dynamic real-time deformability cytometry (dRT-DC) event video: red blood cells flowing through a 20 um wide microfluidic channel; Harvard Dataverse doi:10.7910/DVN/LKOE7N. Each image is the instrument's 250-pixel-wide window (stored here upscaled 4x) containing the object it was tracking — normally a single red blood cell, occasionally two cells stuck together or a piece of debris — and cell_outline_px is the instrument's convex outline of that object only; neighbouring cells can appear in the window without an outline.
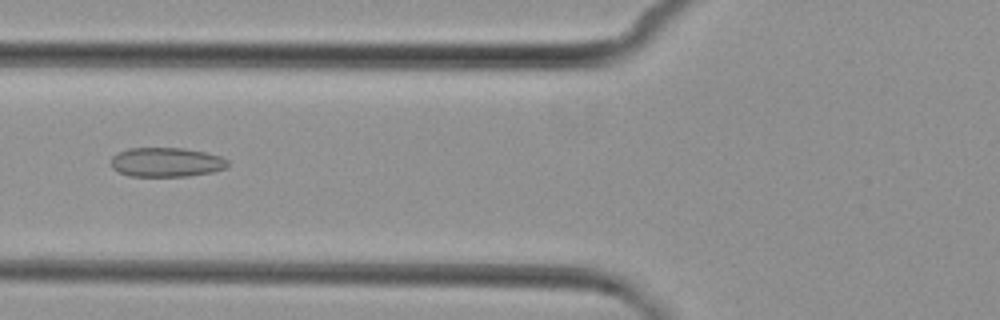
{"species": "common noctule bat (a hibernating species)", "species_latin": "Nyctalus noctula", "temperature_condition": "cold", "stored_images_in_passage": 6, "camera_frame_rate_fps": 3000, "um_per_image_px": 0.085, "animal": {"sex": "female", "body_mass_g": 29.2, "forearm_length_mm": 56.3}, "frame": {"image": 1, "passage_image": 3, "time_ms": 2.667, "image_size_px": [1000, 320], "cell_outline_px": [[228, 164], [224, 168], [212, 172], [188, 176], [128, 176], [112, 168], [112, 156], [128, 148], [184, 148], [204, 152], [220, 156], [228, 160]], "centroid_in_image_um": [14.13, 13.79], "position_along_channel_um": 111.7, "area_um2": 19.83}}
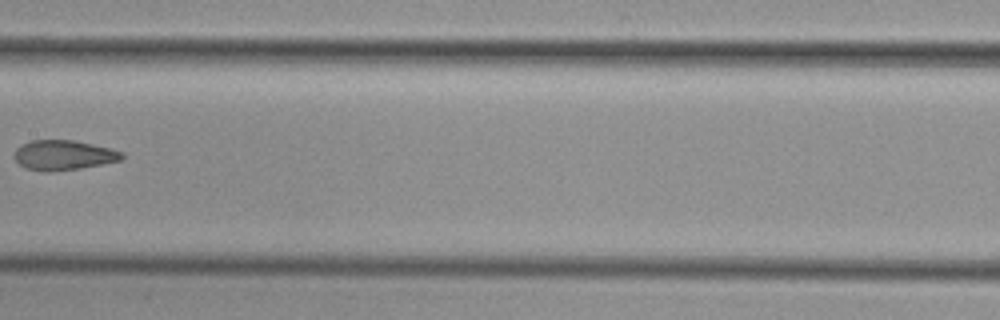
{"frame": {"image": 2, "passage_image": 5, "time_ms": 5.0, "image_size_px": [1000, 320], "cell_outline_px": [[124, 156], [120, 160], [80, 168], [52, 172], [44, 172], [24, 168], [12, 156], [16, 148], [20, 144], [32, 140], [72, 140], [112, 148], [124, 152]], "centroid_in_image_um": [5.36, 13.18], "position_along_channel_um": 202.0, "area_um2": 18.9}}
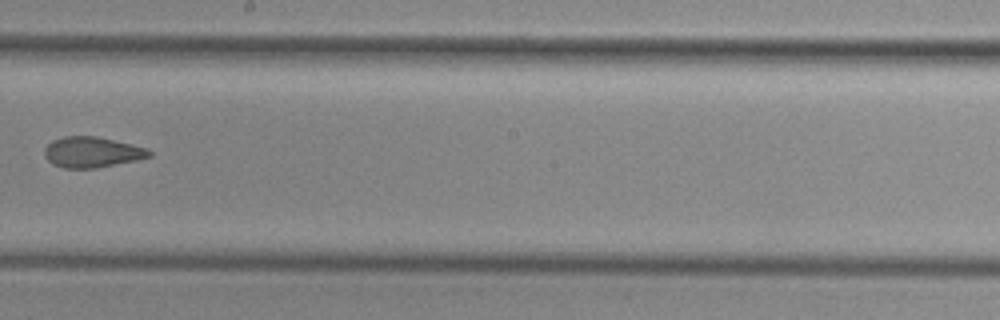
{"frame": {"image": 3, "passage_image": 6, "time_ms": 6.0, "image_size_px": [1000, 320], "cell_outline_px": [[152, 156], [136, 160], [96, 168], [64, 168], [52, 164], [44, 156], [44, 148], [52, 140], [64, 136], [96, 136], [148, 148], [152, 152]], "centroid_in_image_um": [7.81, 12.93], "position_along_channel_um": 240.4, "area_um2": 18.73}}